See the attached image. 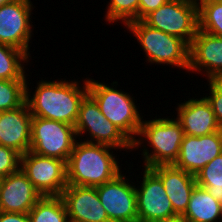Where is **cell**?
Here are the masks:
<instances>
[{"instance_id": "cell-18", "label": "cell", "mask_w": 222, "mask_h": 222, "mask_svg": "<svg viewBox=\"0 0 222 222\" xmlns=\"http://www.w3.org/2000/svg\"><path fill=\"white\" fill-rule=\"evenodd\" d=\"M32 118L26 102L16 109L0 112V145L17 151L21 156L28 152Z\"/></svg>"}, {"instance_id": "cell-33", "label": "cell", "mask_w": 222, "mask_h": 222, "mask_svg": "<svg viewBox=\"0 0 222 222\" xmlns=\"http://www.w3.org/2000/svg\"><path fill=\"white\" fill-rule=\"evenodd\" d=\"M11 1H13V0H0V6L4 5L6 3H9Z\"/></svg>"}, {"instance_id": "cell-31", "label": "cell", "mask_w": 222, "mask_h": 222, "mask_svg": "<svg viewBox=\"0 0 222 222\" xmlns=\"http://www.w3.org/2000/svg\"><path fill=\"white\" fill-rule=\"evenodd\" d=\"M159 222H188L182 215H176L171 218H167L166 220H162Z\"/></svg>"}, {"instance_id": "cell-15", "label": "cell", "mask_w": 222, "mask_h": 222, "mask_svg": "<svg viewBox=\"0 0 222 222\" xmlns=\"http://www.w3.org/2000/svg\"><path fill=\"white\" fill-rule=\"evenodd\" d=\"M68 218L75 222H110L96 187L67 185L61 194Z\"/></svg>"}, {"instance_id": "cell-25", "label": "cell", "mask_w": 222, "mask_h": 222, "mask_svg": "<svg viewBox=\"0 0 222 222\" xmlns=\"http://www.w3.org/2000/svg\"><path fill=\"white\" fill-rule=\"evenodd\" d=\"M27 79L0 80V112L16 109L26 100Z\"/></svg>"}, {"instance_id": "cell-10", "label": "cell", "mask_w": 222, "mask_h": 222, "mask_svg": "<svg viewBox=\"0 0 222 222\" xmlns=\"http://www.w3.org/2000/svg\"><path fill=\"white\" fill-rule=\"evenodd\" d=\"M20 169L41 196H61L67 187L66 162L30 150L20 158Z\"/></svg>"}, {"instance_id": "cell-24", "label": "cell", "mask_w": 222, "mask_h": 222, "mask_svg": "<svg viewBox=\"0 0 222 222\" xmlns=\"http://www.w3.org/2000/svg\"><path fill=\"white\" fill-rule=\"evenodd\" d=\"M199 30L222 37V0H209L198 5Z\"/></svg>"}, {"instance_id": "cell-23", "label": "cell", "mask_w": 222, "mask_h": 222, "mask_svg": "<svg viewBox=\"0 0 222 222\" xmlns=\"http://www.w3.org/2000/svg\"><path fill=\"white\" fill-rule=\"evenodd\" d=\"M195 179L198 186L222 204V153L202 168Z\"/></svg>"}, {"instance_id": "cell-21", "label": "cell", "mask_w": 222, "mask_h": 222, "mask_svg": "<svg viewBox=\"0 0 222 222\" xmlns=\"http://www.w3.org/2000/svg\"><path fill=\"white\" fill-rule=\"evenodd\" d=\"M30 59L24 51L0 43V80L27 79Z\"/></svg>"}, {"instance_id": "cell-20", "label": "cell", "mask_w": 222, "mask_h": 222, "mask_svg": "<svg viewBox=\"0 0 222 222\" xmlns=\"http://www.w3.org/2000/svg\"><path fill=\"white\" fill-rule=\"evenodd\" d=\"M182 216L188 222H222V204L215 200L205 188L196 185Z\"/></svg>"}, {"instance_id": "cell-26", "label": "cell", "mask_w": 222, "mask_h": 222, "mask_svg": "<svg viewBox=\"0 0 222 222\" xmlns=\"http://www.w3.org/2000/svg\"><path fill=\"white\" fill-rule=\"evenodd\" d=\"M105 10L107 25L121 23L125 27L129 22L138 20L139 0H109Z\"/></svg>"}, {"instance_id": "cell-5", "label": "cell", "mask_w": 222, "mask_h": 222, "mask_svg": "<svg viewBox=\"0 0 222 222\" xmlns=\"http://www.w3.org/2000/svg\"><path fill=\"white\" fill-rule=\"evenodd\" d=\"M125 28L137 39L147 63L177 67L188 72L190 46L183 39L154 29L142 20L131 21Z\"/></svg>"}, {"instance_id": "cell-2", "label": "cell", "mask_w": 222, "mask_h": 222, "mask_svg": "<svg viewBox=\"0 0 222 222\" xmlns=\"http://www.w3.org/2000/svg\"><path fill=\"white\" fill-rule=\"evenodd\" d=\"M115 151L121 152L109 145L78 139L66 163L68 185L97 187L124 173Z\"/></svg>"}, {"instance_id": "cell-22", "label": "cell", "mask_w": 222, "mask_h": 222, "mask_svg": "<svg viewBox=\"0 0 222 222\" xmlns=\"http://www.w3.org/2000/svg\"><path fill=\"white\" fill-rule=\"evenodd\" d=\"M30 222H68V213L61 196H42L29 211Z\"/></svg>"}, {"instance_id": "cell-28", "label": "cell", "mask_w": 222, "mask_h": 222, "mask_svg": "<svg viewBox=\"0 0 222 222\" xmlns=\"http://www.w3.org/2000/svg\"><path fill=\"white\" fill-rule=\"evenodd\" d=\"M21 155L8 147L0 145V178H4L20 169Z\"/></svg>"}, {"instance_id": "cell-7", "label": "cell", "mask_w": 222, "mask_h": 222, "mask_svg": "<svg viewBox=\"0 0 222 222\" xmlns=\"http://www.w3.org/2000/svg\"><path fill=\"white\" fill-rule=\"evenodd\" d=\"M142 21L154 29L183 39L190 46L199 29L198 5L192 0H168Z\"/></svg>"}, {"instance_id": "cell-19", "label": "cell", "mask_w": 222, "mask_h": 222, "mask_svg": "<svg viewBox=\"0 0 222 222\" xmlns=\"http://www.w3.org/2000/svg\"><path fill=\"white\" fill-rule=\"evenodd\" d=\"M150 169L161 179L174 212L183 215L188 207L191 193L197 185L195 175L173 164L157 165Z\"/></svg>"}, {"instance_id": "cell-1", "label": "cell", "mask_w": 222, "mask_h": 222, "mask_svg": "<svg viewBox=\"0 0 222 222\" xmlns=\"http://www.w3.org/2000/svg\"><path fill=\"white\" fill-rule=\"evenodd\" d=\"M26 81V100L32 116L55 120L75 126L79 106L88 94V77L81 81L73 80H39L32 91ZM30 82V83H29Z\"/></svg>"}, {"instance_id": "cell-17", "label": "cell", "mask_w": 222, "mask_h": 222, "mask_svg": "<svg viewBox=\"0 0 222 222\" xmlns=\"http://www.w3.org/2000/svg\"><path fill=\"white\" fill-rule=\"evenodd\" d=\"M176 119L181 123L184 135L204 136L221 130L211 104L204 95L192 97L176 104Z\"/></svg>"}, {"instance_id": "cell-11", "label": "cell", "mask_w": 222, "mask_h": 222, "mask_svg": "<svg viewBox=\"0 0 222 222\" xmlns=\"http://www.w3.org/2000/svg\"><path fill=\"white\" fill-rule=\"evenodd\" d=\"M31 0H13L0 6V43L24 51L30 58L33 34ZM33 35V36H32ZM30 42V43H29Z\"/></svg>"}, {"instance_id": "cell-12", "label": "cell", "mask_w": 222, "mask_h": 222, "mask_svg": "<svg viewBox=\"0 0 222 222\" xmlns=\"http://www.w3.org/2000/svg\"><path fill=\"white\" fill-rule=\"evenodd\" d=\"M141 170L142 181L136 178L135 182L138 222H159L176 216L161 179L150 168Z\"/></svg>"}, {"instance_id": "cell-29", "label": "cell", "mask_w": 222, "mask_h": 222, "mask_svg": "<svg viewBox=\"0 0 222 222\" xmlns=\"http://www.w3.org/2000/svg\"><path fill=\"white\" fill-rule=\"evenodd\" d=\"M168 0H139L138 20H143L148 14L158 9Z\"/></svg>"}, {"instance_id": "cell-8", "label": "cell", "mask_w": 222, "mask_h": 222, "mask_svg": "<svg viewBox=\"0 0 222 222\" xmlns=\"http://www.w3.org/2000/svg\"><path fill=\"white\" fill-rule=\"evenodd\" d=\"M78 140L75 127L64 122L33 116L30 151L67 163Z\"/></svg>"}, {"instance_id": "cell-13", "label": "cell", "mask_w": 222, "mask_h": 222, "mask_svg": "<svg viewBox=\"0 0 222 222\" xmlns=\"http://www.w3.org/2000/svg\"><path fill=\"white\" fill-rule=\"evenodd\" d=\"M195 72L206 80H222V37L198 29L190 44L187 73Z\"/></svg>"}, {"instance_id": "cell-6", "label": "cell", "mask_w": 222, "mask_h": 222, "mask_svg": "<svg viewBox=\"0 0 222 222\" xmlns=\"http://www.w3.org/2000/svg\"><path fill=\"white\" fill-rule=\"evenodd\" d=\"M74 127L77 138L81 141L109 145L126 153L133 151L132 142L101 113L98 104L89 94L80 103Z\"/></svg>"}, {"instance_id": "cell-3", "label": "cell", "mask_w": 222, "mask_h": 222, "mask_svg": "<svg viewBox=\"0 0 222 222\" xmlns=\"http://www.w3.org/2000/svg\"><path fill=\"white\" fill-rule=\"evenodd\" d=\"M183 137L184 131L181 123L175 116L174 118L173 116L162 118L157 117L156 114L155 118L150 120L142 119L139 134L132 143V150L136 151L140 148L142 151L141 157L144 164L142 167L171 165L179 156Z\"/></svg>"}, {"instance_id": "cell-16", "label": "cell", "mask_w": 222, "mask_h": 222, "mask_svg": "<svg viewBox=\"0 0 222 222\" xmlns=\"http://www.w3.org/2000/svg\"><path fill=\"white\" fill-rule=\"evenodd\" d=\"M41 197L21 169L2 178L0 211L28 214Z\"/></svg>"}, {"instance_id": "cell-4", "label": "cell", "mask_w": 222, "mask_h": 222, "mask_svg": "<svg viewBox=\"0 0 222 222\" xmlns=\"http://www.w3.org/2000/svg\"><path fill=\"white\" fill-rule=\"evenodd\" d=\"M117 88L118 81L106 84L88 77V94L96 101L101 113L133 143L144 116L133 94Z\"/></svg>"}, {"instance_id": "cell-14", "label": "cell", "mask_w": 222, "mask_h": 222, "mask_svg": "<svg viewBox=\"0 0 222 222\" xmlns=\"http://www.w3.org/2000/svg\"><path fill=\"white\" fill-rule=\"evenodd\" d=\"M221 153L222 130L200 137L184 135L179 156L173 165L196 175Z\"/></svg>"}, {"instance_id": "cell-30", "label": "cell", "mask_w": 222, "mask_h": 222, "mask_svg": "<svg viewBox=\"0 0 222 222\" xmlns=\"http://www.w3.org/2000/svg\"><path fill=\"white\" fill-rule=\"evenodd\" d=\"M0 222H30L29 215L0 211Z\"/></svg>"}, {"instance_id": "cell-27", "label": "cell", "mask_w": 222, "mask_h": 222, "mask_svg": "<svg viewBox=\"0 0 222 222\" xmlns=\"http://www.w3.org/2000/svg\"><path fill=\"white\" fill-rule=\"evenodd\" d=\"M206 85L208 86L206 90H209V95L206 93L204 97L211 104L217 122L222 130V80H207Z\"/></svg>"}, {"instance_id": "cell-32", "label": "cell", "mask_w": 222, "mask_h": 222, "mask_svg": "<svg viewBox=\"0 0 222 222\" xmlns=\"http://www.w3.org/2000/svg\"><path fill=\"white\" fill-rule=\"evenodd\" d=\"M196 5H199L201 4L202 2H206V1H209V0H192Z\"/></svg>"}, {"instance_id": "cell-9", "label": "cell", "mask_w": 222, "mask_h": 222, "mask_svg": "<svg viewBox=\"0 0 222 222\" xmlns=\"http://www.w3.org/2000/svg\"><path fill=\"white\" fill-rule=\"evenodd\" d=\"M127 165L129 168L125 174L121 172L114 179L96 187L110 222H138L135 180L132 181V175H126L134 167L133 162Z\"/></svg>"}]
</instances>
